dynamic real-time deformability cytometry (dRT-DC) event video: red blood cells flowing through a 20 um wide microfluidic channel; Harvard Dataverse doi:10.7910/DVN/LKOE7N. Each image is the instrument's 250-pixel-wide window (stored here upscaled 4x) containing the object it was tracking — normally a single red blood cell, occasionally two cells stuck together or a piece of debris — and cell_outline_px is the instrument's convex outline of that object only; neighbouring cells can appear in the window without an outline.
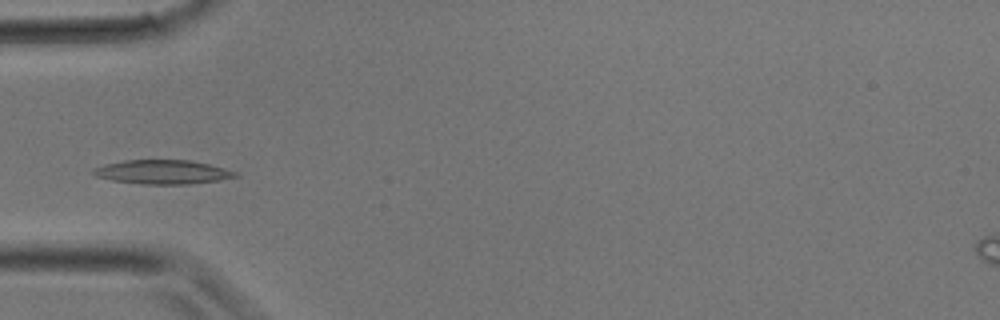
{"species": "common noctule bat (a hibernating species)", "species_latin": "Nyctalus noctula", "temperature_condition": "room temperature", "stored_images_in_passage": 14, "camera_frame_rate_fps": 3000, "um_per_image_px": 0.085, "animal": {"sex": "male", "body_mass_g": 17.9}, "frame": {"image": 1, "passage_image": 2, "time_ms": 0.333, "image_size_px": [1000, 320], "cell_outline_px": [[240, 176], [220, 180], [188, 184], [140, 184], [112, 180], [96, 176], [92, 172], [92, 168], [104, 164], [124, 160], [192, 160], [224, 168], [236, 172]], "centroid_in_image_um": [13.81, 14.62], "position_along_channel_um": 71.2, "area_um2": 19.94}}
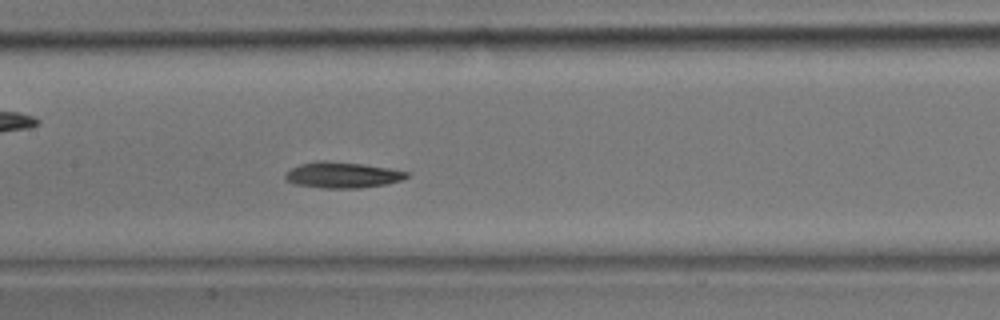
{"frame": {"image": 2, "passage_image": 7, "time_ms": 2.0, "image_size_px": [1000, 320], "cell_outline_px": [[412, 172], [408, 176], [400, 180], [388, 184], [360, 188], [324, 188], [296, 184], [288, 180], [284, 176], [284, 172], [300, 164], [316, 160], [324, 160], [360, 164], [388, 168]], "centroid_in_image_um": [29.11, 14.87], "position_along_channel_um": 178.3, "area_um2": 18.32}}
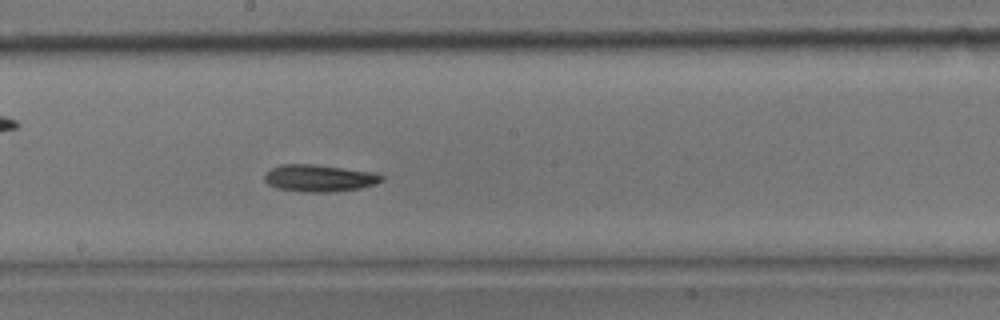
{"frame": {"image": 3, "passage_image": 9, "time_ms": 2.667, "image_size_px": [1000, 320], "cell_outline_px": [[384, 180], [376, 184], [360, 188], [332, 192], [304, 192], [276, 188], [268, 184], [264, 180], [264, 176], [272, 168], [280, 164], [312, 164], [372, 172], [384, 176]], "centroid_in_image_um": [27.13, 15.15], "position_along_channel_um": 221.1, "area_um2": 18.38}}